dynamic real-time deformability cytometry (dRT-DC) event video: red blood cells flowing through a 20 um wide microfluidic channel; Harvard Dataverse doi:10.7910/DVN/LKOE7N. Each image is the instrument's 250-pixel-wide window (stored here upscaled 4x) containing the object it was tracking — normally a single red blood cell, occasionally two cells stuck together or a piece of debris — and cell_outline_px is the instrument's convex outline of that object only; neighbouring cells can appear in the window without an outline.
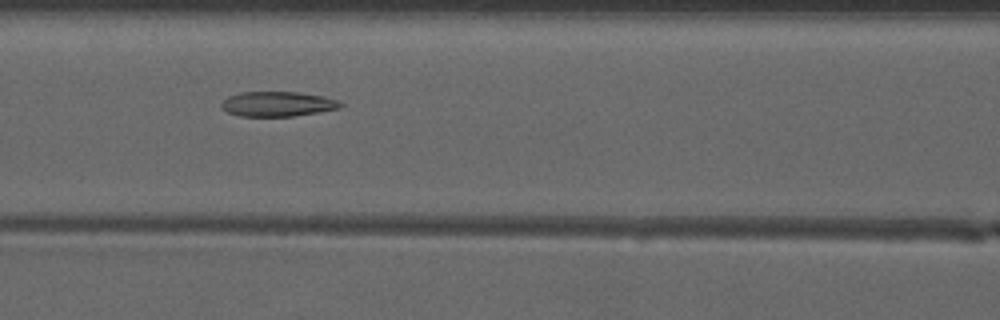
{"species": "common noctule bat (a hibernating species)", "species_latin": "Nyctalus noctula", "temperature_condition": "warm", "stored_images_in_passage": 34, "camera_frame_rate_fps": 3000, "um_per_image_px": 0.085, "animal": {"sex": "male", "forearm_length_mm": 52.5}, "frame": {"image": 1, "passage_image": 7, "time_ms": 2.0, "image_size_px": [1000, 320], "cell_outline_px": [[344, 104], [340, 108], [320, 112], [292, 116], [240, 116], [228, 112], [220, 104], [228, 96], [240, 92], [296, 92], [324, 96], [336, 100]], "centroid_in_image_um": [23.61, 8.83], "position_along_channel_um": 143.0, "area_um2": 17.17}}
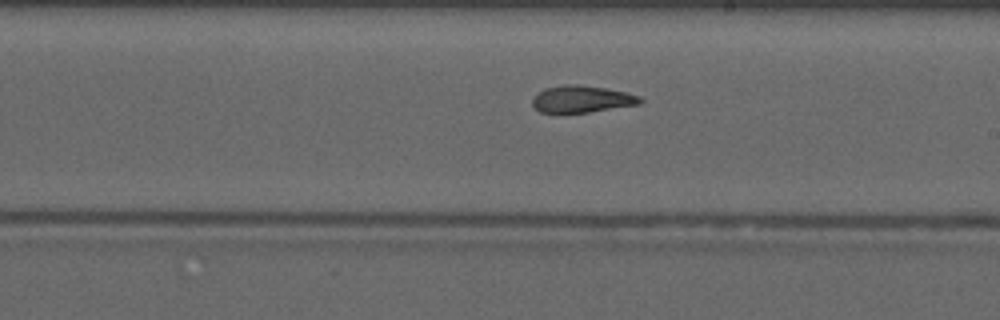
{"frame": {"image": 2, "passage_image": 14, "time_ms": 4.333, "image_size_px": [1000, 320], "cell_outline_px": [[644, 100], [640, 104], [588, 112], [540, 112], [532, 104], [532, 96], [544, 88], [564, 84], [576, 84], [604, 88], [628, 92], [640, 96]], "centroid_in_image_um": [49.46, 8.41], "position_along_channel_um": 239.5, "area_um2": 16.94}}
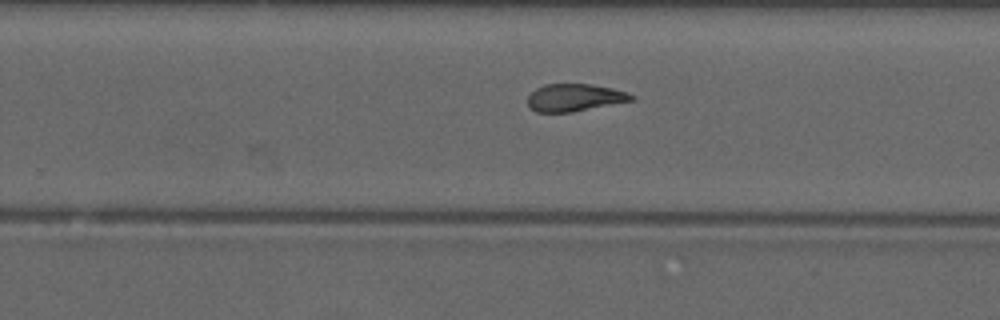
{"frame": {"image": 3, "passage_image": 17, "time_ms": 5.333, "image_size_px": [1000, 320], "cell_outline_px": [[632, 100], [572, 112], [536, 112], [528, 108], [528, 96], [536, 88], [544, 84], [588, 84], [612, 88], [628, 92], [632, 96]], "centroid_in_image_um": [48.77, 8.29], "position_along_channel_um": 281.0, "area_um2": 16.42}, "authors_computed_cell_mechanics": {"area_um2": 17.5134, "velocity_mm_per_s": 4.1605, "shape_relaxation_time_tau1_ms": null, "shape_relaxation_time_tau2_ms": 2.5455, "deformation_change_tau1": null, "deformation_change_tau2": 0.1039}}